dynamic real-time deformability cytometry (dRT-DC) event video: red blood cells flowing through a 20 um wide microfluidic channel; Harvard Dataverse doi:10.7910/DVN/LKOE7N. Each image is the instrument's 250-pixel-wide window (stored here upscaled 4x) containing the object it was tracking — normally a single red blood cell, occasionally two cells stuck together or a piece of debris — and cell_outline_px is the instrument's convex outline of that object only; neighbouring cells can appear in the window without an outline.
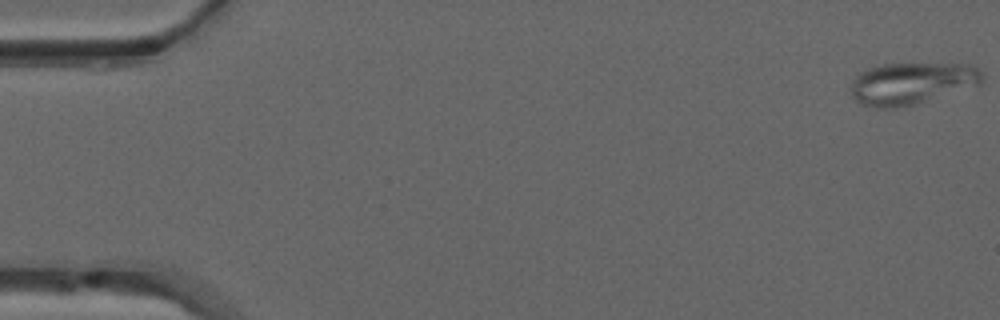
{"species": "common noctule bat (a hibernating species)", "species_latin": "Nyctalus noctula", "temperature_condition": "warm", "stored_images_in_passage": 51, "segment_of_instrument_passage": [1, 2], "camera_frame_rate_fps": 3000, "um_per_image_px": 0.085, "animal": {"sex": "male", "forearm_length_mm": 52.5}, "frame": {"image": 1, "passage_image": 1, "time_ms": 0.0, "image_size_px": [1000, 320], "cell_outline_px": [[984, 76], [980, 84], [912, 104], [896, 108], [876, 108], [860, 104], [852, 96], [852, 80], [860, 72], [868, 68], [884, 64], [968, 64], [984, 72]], "centroid_in_image_um": [77.46, 7.07], "position_along_channel_um": 7.5, "area_um2": 31.62}}